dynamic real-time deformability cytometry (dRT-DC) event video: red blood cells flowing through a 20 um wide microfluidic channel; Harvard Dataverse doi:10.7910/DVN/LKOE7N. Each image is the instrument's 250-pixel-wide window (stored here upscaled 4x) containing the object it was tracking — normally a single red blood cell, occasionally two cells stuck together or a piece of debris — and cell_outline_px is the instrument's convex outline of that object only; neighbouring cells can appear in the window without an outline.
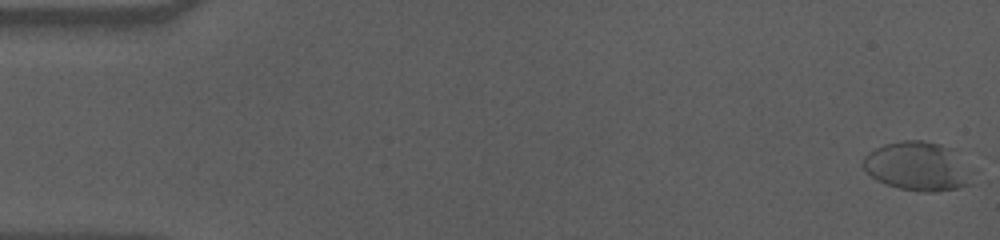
{"species": "human", "species_latin": "Homo sapiens", "temperature_condition": "cold", "stored_images_in_passage": 59, "camera_frame_rate_fps": 3000, "um_per_image_px": 0.085, "donor": {"sex": "male"}, "frame": {"image": 1, "passage_image": 1, "time_ms": 0.0, "image_size_px": [1000, 240], "cell_outline_px": [[972, 184], [956, 188], [936, 192], [924, 192], [900, 188], [876, 180], [864, 168], [864, 156], [868, 152], [884, 144], [900, 140], [924, 140], [940, 144], [952, 148]], "centroid_in_image_um": [77.91, 14.12], "position_along_channel_um": 7.1, "area_um2": 30.23}}
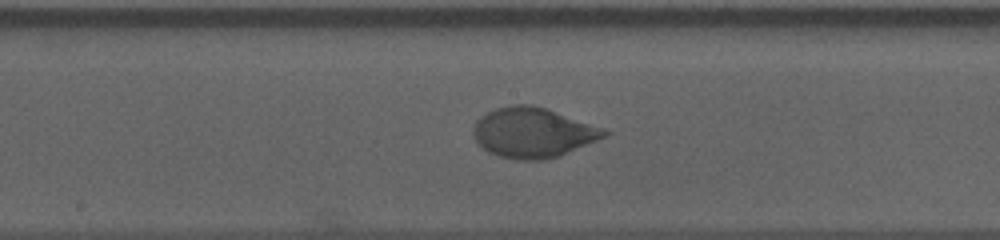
{"frame": {"image": 2, "passage_image": 31, "time_ms": 10.0, "image_size_px": [1000, 240], "cell_outline_px": [[612, 132], [596, 140], [560, 156], [544, 160], [520, 160], [500, 156], [488, 152], [476, 140], [472, 132], [476, 120], [480, 116], [496, 108], [512, 104], [532, 104], [548, 108], [604, 128]], "centroid_in_image_um": [45.3, 11.25], "position_along_channel_um": 202.9, "area_um2": 38.21}}
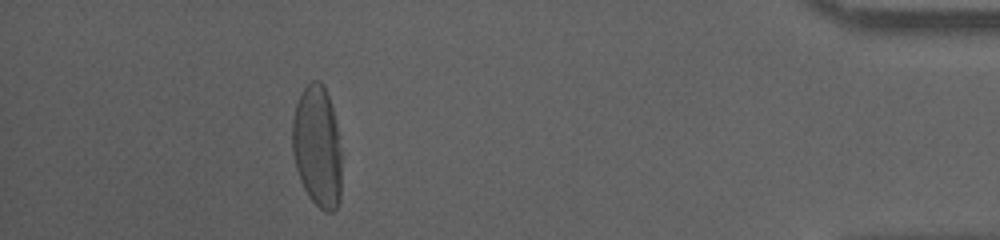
{"frame": {"image": 3, "passage_image": 53, "time_ms": 17.333, "image_size_px": [1000, 240], "cell_outline_px": [[340, 200], [336, 208], [332, 212], [324, 212], [308, 196], [300, 180], [296, 168], [292, 152], [292, 116], [300, 92], [312, 80], [320, 80], [324, 84], [336, 120], [340, 136]], "centroid_in_image_um": [26.96, 12.43], "position_along_channel_um": 408.2, "area_um2": 35.32}, "authors_computed_cell_mechanics": {"area_um2": 35.7782, "velocity_mm_per_s": 3.5276, "shape_relaxation_time_tau1_ms": 4.3863, "shape_relaxation_time_tau2_ms": null, "deformation_change_tau1": 0.1892, "deformation_change_tau2": null}}